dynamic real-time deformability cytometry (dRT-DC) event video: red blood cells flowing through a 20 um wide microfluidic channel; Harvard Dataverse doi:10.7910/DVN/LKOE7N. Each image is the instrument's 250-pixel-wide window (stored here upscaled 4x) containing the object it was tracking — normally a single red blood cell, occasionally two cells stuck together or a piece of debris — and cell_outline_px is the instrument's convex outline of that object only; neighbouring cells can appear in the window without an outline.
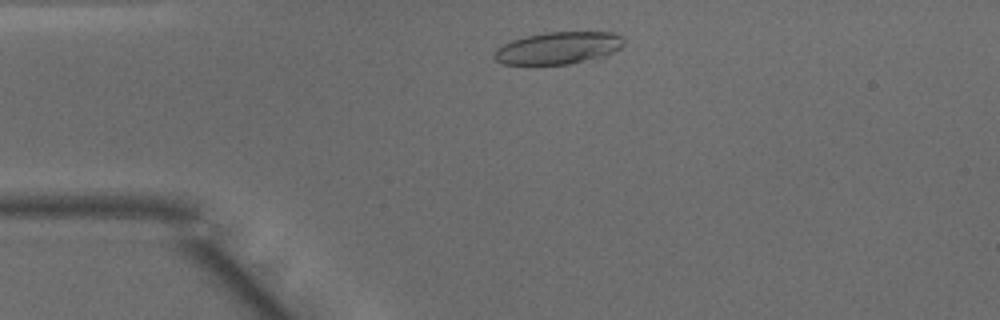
{"species": "common noctule bat (a hibernating species)", "species_latin": "Nyctalus noctula", "temperature_condition": "warm", "stored_images_in_passage": 42, "camera_frame_rate_fps": 3000, "um_per_image_px": 0.085, "animal": {"sex": "male", "body_mass_g": 15.6}, "frame": {"image": 1, "passage_image": 4, "time_ms": 1.0, "image_size_px": [1000, 320], "cell_outline_px": [[624, 44], [620, 48], [604, 56], [568, 64], [504, 64], [496, 60], [492, 56], [496, 48], [512, 40], [524, 36], [544, 32], [616, 32], [624, 36]], "centroid_in_image_um": [47.46, 4.06], "position_along_channel_um": 37.5, "area_um2": 24.39}}
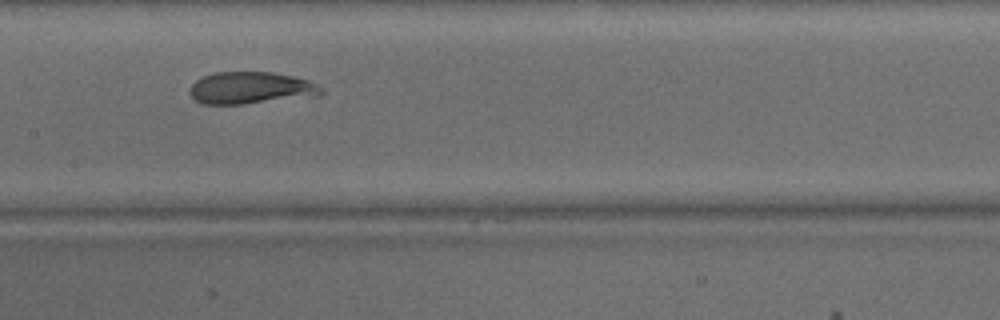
{"frame": {"image": 2, "passage_image": 17, "time_ms": 5.333, "image_size_px": [1000, 320], "cell_outline_px": [[324, 92], [320, 96], [244, 104], [200, 104], [192, 96], [192, 84], [196, 80], [204, 76], [216, 72], [272, 72], [292, 76], [308, 80], [320, 88]], "centroid_in_image_um": [21.35, 7.49], "position_along_channel_um": 186.1, "area_um2": 24.45}}
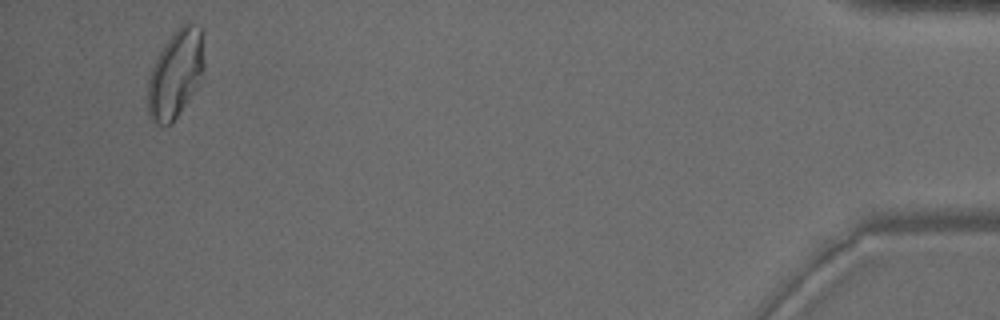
{"frame": {"image": 3, "passage_image": 40, "time_ms": 13.0, "image_size_px": [1000, 320], "cell_outline_px": [[204, 68], [196, 88], [172, 124], [164, 128], [156, 124], [148, 116], [148, 80], [156, 56], [172, 32], [180, 24], [188, 20], [192, 20], [200, 28], [204, 64]], "centroid_in_image_um": [14.9, 6.27], "position_along_channel_um": 420.3, "area_um2": 29.19}, "authors_computed_cell_mechanics": {"area_um2": 25.2297, "velocity_mm_per_s": 4.0828, "shape_relaxation_time_tau1_ms": 7.7056, "shape_relaxation_time_tau2_ms": null, "deformation_change_tau1": 0.2462, "deformation_change_tau2": null}}